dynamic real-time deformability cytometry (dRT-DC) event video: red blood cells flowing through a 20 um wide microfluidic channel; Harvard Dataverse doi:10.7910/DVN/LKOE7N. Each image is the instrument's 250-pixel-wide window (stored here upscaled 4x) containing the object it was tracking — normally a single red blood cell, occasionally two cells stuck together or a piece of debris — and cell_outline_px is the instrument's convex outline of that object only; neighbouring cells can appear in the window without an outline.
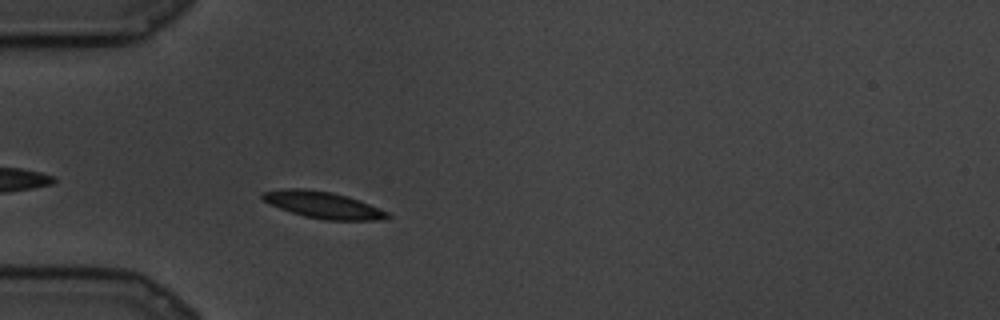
{"species": "common noctule bat (a hibernating species)", "species_latin": "Nyctalus noctula", "temperature_condition": "cold", "stored_images_in_passage": 58, "camera_frame_rate_fps": 3000, "um_per_image_px": 0.085, "animal": {"sex": "male", "body_mass_g": 19.5, "forearm_length_mm": 54.6}, "frame": {"image": 1, "passage_image": 7, "time_ms": 2.0, "image_size_px": [1000, 320], "cell_outline_px": [[392, 216], [380, 220], [324, 220], [304, 216], [268, 204], [260, 196], [260, 192], [284, 188], [304, 188], [332, 192], [348, 196], [360, 200], [388, 212]], "centroid_in_image_um": [27.44, 17.41], "position_along_channel_um": 57.6, "area_um2": 19.59}}
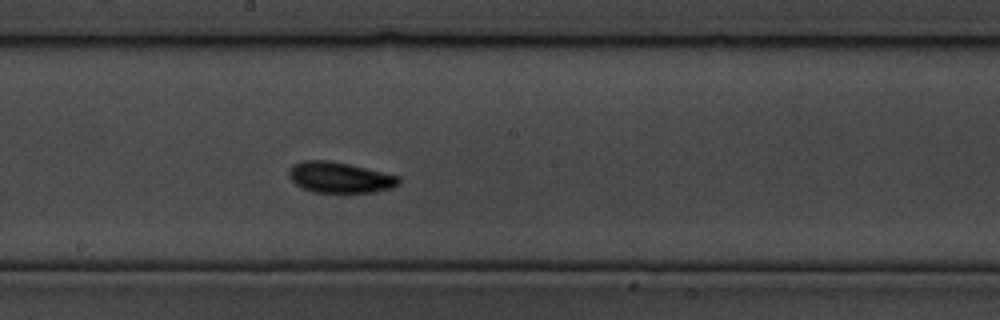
{"frame": {"image": 2, "passage_image": 29, "time_ms": 9.333, "image_size_px": [1000, 320], "cell_outline_px": [[400, 184], [392, 188], [372, 192], [312, 192], [296, 184], [292, 180], [288, 172], [292, 164], [304, 160], [328, 160], [348, 164], [400, 176]], "centroid_in_image_um": [28.89, 15.08], "position_along_channel_um": 219.3, "area_um2": 19.59}}
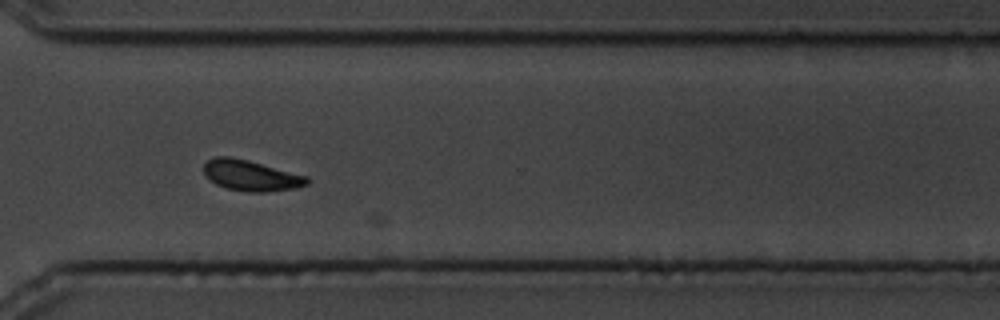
{"frame": {"image": 3, "passage_image": 46, "time_ms": 15.0, "image_size_px": [1000, 320], "cell_outline_px": [[312, 180], [308, 184], [296, 188], [268, 192], [248, 192], [224, 188], [208, 180], [204, 176], [204, 164], [208, 160], [216, 156], [228, 156], [248, 160], [308, 176]], "centroid_in_image_um": [21.33, 14.93], "position_along_channel_um": 349.3, "area_um2": 18.79}}